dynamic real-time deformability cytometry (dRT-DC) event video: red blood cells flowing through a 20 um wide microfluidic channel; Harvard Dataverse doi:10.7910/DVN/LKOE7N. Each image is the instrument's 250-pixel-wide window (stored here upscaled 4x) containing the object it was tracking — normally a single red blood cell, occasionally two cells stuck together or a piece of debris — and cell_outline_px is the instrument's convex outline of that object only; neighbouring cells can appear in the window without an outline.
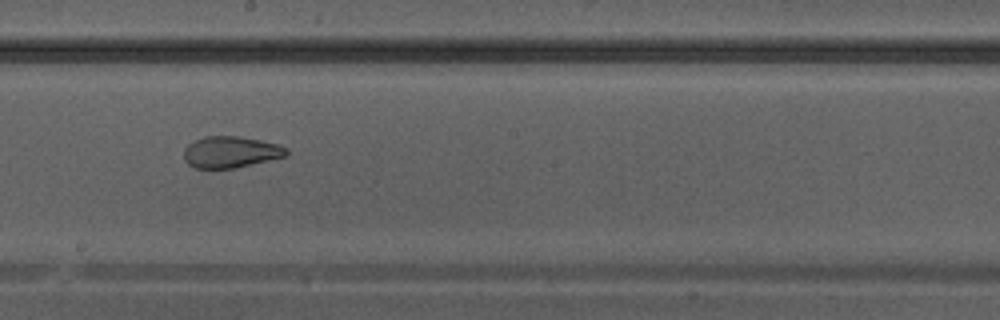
{"species": "Egyptian fruit bat (a non-hibernating species)", "species_latin": "Rousettus aegyptiacus", "temperature_condition": "warm", "stored_images_in_passage": 41, "camera_frame_rate_fps": 3000, "um_per_image_px": 0.085, "animal": {"sex": "male"}, "frame": {"image": 1, "passage_image": 24, "time_ms": 7.667, "image_size_px": [1000, 320], "cell_outline_px": [[288, 156], [236, 168], [196, 168], [188, 164], [184, 160], [184, 148], [188, 144], [204, 136], [240, 136], [280, 144], [288, 148]], "centroid_in_image_um": [19.64, 12.92], "position_along_channel_um": 228.6, "area_um2": 19.02}}